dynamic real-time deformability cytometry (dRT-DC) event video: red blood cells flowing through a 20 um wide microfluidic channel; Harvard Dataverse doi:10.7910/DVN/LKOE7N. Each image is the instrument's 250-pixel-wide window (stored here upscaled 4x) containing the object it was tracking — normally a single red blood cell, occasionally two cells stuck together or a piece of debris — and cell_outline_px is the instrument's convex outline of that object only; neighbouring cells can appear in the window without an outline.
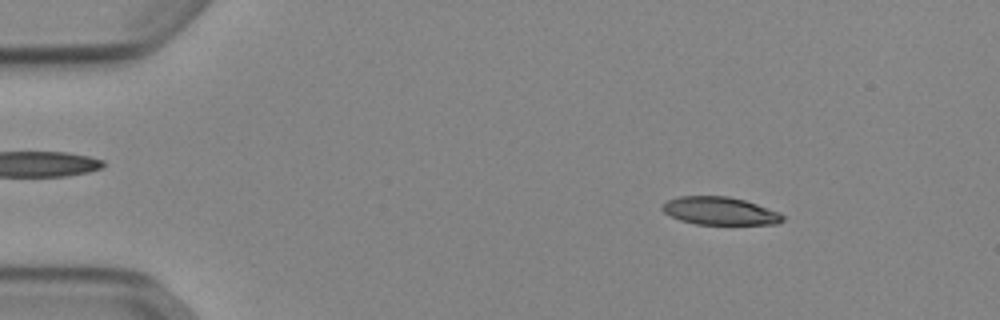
{"species": "Egyptian fruit bat (a non-hibernating species)", "species_latin": "Rousettus aegyptiacus", "temperature_condition": "cold", "stored_images_in_passage": 52, "camera_frame_rate_fps": 3000, "um_per_image_px": 0.085, "animal": {"sex": "female"}, "frame": {"image": 1, "passage_image": 7, "time_ms": 2.0, "image_size_px": [1000, 320], "cell_outline_px": [[784, 220], [776, 224], [696, 224], [680, 220], [664, 212], [660, 208], [660, 204], [668, 200], [680, 196], [728, 196], [744, 200], [780, 212], [784, 216]], "centroid_in_image_um": [61.17, 17.92], "position_along_channel_um": 23.8, "area_um2": 19.54}}
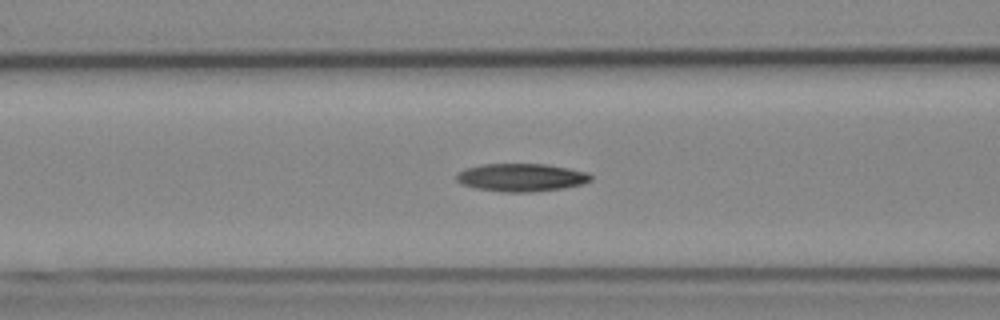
{"frame": {"image": 2, "passage_image": 21, "time_ms": 6.667, "image_size_px": [1000, 320], "cell_outline_px": [[592, 180], [584, 184], [564, 188], [532, 192], [504, 192], [476, 188], [460, 184], [456, 180], [456, 172], [464, 168], [480, 164], [544, 164], [568, 168], [588, 172], [592, 176]], "centroid_in_image_um": [44.29, 15.08], "position_along_channel_um": 122.3, "area_um2": 22.14}}
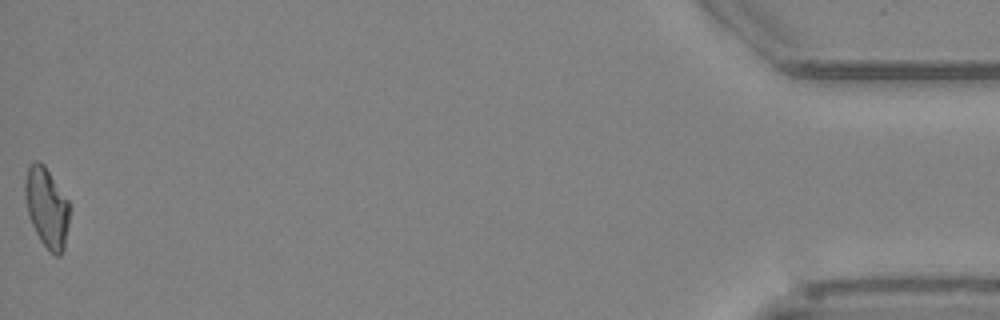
{"frame": {"image": 3, "passage_image": 52, "time_ms": 17.0, "image_size_px": [1000, 320], "cell_outline_px": [[72, 208], [64, 252], [60, 256], [56, 256], [40, 240], [32, 224], [28, 212], [24, 196], [24, 184], [28, 168], [36, 160], [40, 160], [44, 164], [68, 200]], "centroid_in_image_um": [4.01, 17.65], "position_along_channel_um": 431.2, "area_um2": 20.98}, "authors_computed_cell_mechanics": {"area_um2": 20.8947, "velocity_mm_per_s": 3.8782, "shape_relaxation_time_tau1_ms": 6.1888, "shape_relaxation_time_tau2_ms": 4.8353, "deformation_change_tau1": 0.1788, "deformation_change_tau2": 0.1298}}